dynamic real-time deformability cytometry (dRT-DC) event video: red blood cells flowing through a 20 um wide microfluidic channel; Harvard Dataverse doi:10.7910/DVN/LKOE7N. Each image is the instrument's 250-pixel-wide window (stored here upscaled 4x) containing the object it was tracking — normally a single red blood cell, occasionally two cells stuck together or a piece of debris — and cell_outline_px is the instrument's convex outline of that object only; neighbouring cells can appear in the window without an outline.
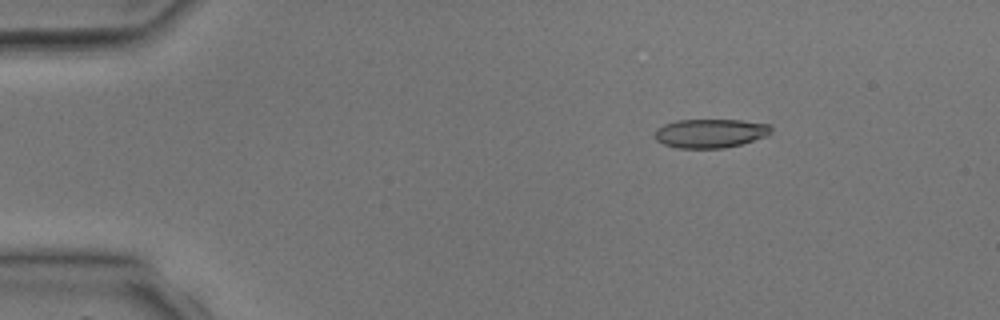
{"species": "common noctule bat (a hibernating species)", "species_latin": "Nyctalus noctula", "temperature_condition": "room temperature", "stored_images_in_passage": 4, "camera_frame_rate_fps": 3000, "um_per_image_px": 0.085, "animal": {"sex": "male", "body_mass_g": 17.9, "forearm_length_mm": 54.2}, "frame": {"image": 1, "passage_image": 1, "time_ms": 0.0, "image_size_px": [1000, 320], "cell_outline_px": [[772, 132], [768, 136], [740, 144], [724, 148], [676, 148], [664, 144], [656, 140], [652, 136], [656, 128], [664, 124], [676, 120], [740, 120], [772, 124]], "centroid_in_image_um": [60.37, 11.32], "position_along_channel_um": 24.6, "area_um2": 19.88}}
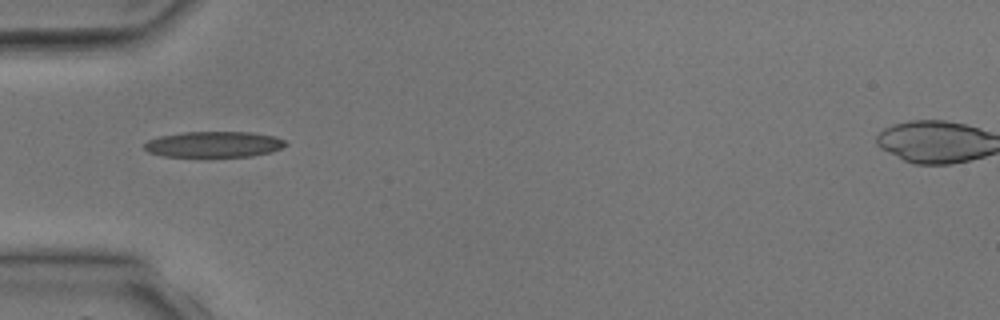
{"frame": {"image": 2, "passage_image": 3, "time_ms": 2.333, "image_size_px": [1000, 320], "cell_outline_px": [[288, 144], [272, 152], [252, 156], [164, 156], [148, 152], [144, 148], [144, 144], [148, 140], [160, 136], [184, 132], [252, 132], [276, 136], [284, 140]], "centroid_in_image_um": [18.2, 12.26], "position_along_channel_um": 66.8, "area_um2": 21.21}}